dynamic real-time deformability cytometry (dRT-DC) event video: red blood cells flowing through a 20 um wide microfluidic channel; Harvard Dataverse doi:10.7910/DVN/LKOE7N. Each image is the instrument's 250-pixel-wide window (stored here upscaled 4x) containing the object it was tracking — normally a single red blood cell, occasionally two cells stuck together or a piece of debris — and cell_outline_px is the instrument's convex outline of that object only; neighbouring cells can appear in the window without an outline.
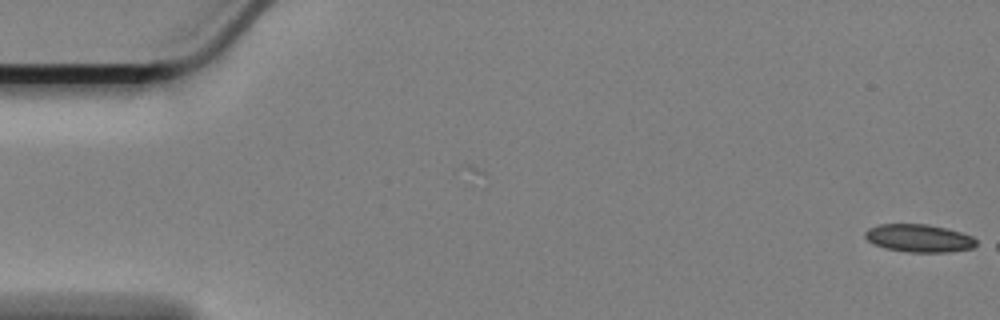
{"species": "Egyptian fruit bat (a non-hibernating species)", "species_latin": "Rousettus aegyptiacus", "temperature_condition": "cold", "stored_images_in_passage": 6, "camera_frame_rate_fps": 3000, "um_per_image_px": 0.085, "animal": {"sex": "female"}, "frame": {"image": 1, "passage_image": 6, "time_ms": 1.667, "image_size_px": [1000, 320], "cell_outline_px": [[980, 244], [972, 248], [948, 252], [908, 252], [884, 248], [868, 240], [864, 236], [864, 232], [868, 228], [880, 224], [924, 224], [944, 228], [960, 232], [972, 236]], "centroid_in_image_um": [78.12, 20.25], "position_along_channel_um": 6.9, "area_um2": 17.98}}